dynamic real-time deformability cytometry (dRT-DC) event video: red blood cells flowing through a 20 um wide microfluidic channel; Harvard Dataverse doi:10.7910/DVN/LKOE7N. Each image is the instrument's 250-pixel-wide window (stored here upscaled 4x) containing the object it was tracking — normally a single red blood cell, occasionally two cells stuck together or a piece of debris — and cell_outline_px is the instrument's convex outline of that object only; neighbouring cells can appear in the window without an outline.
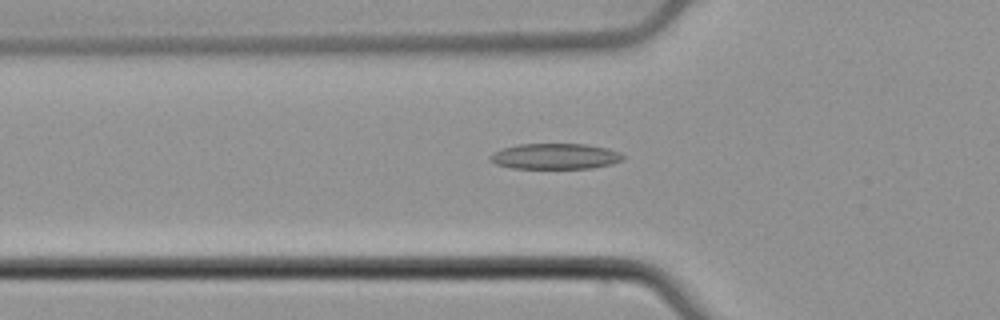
{"species": "common noctule bat (a hibernating species)", "species_latin": "Nyctalus noctula", "temperature_condition": "cold", "stored_images_in_passage": 40, "camera_frame_rate_fps": 3000, "um_per_image_px": 0.085, "animal": {"sex": "male", "body_mass_g": 21.5, "forearm_length_mm": 52.0}, "frame": {"image": 1, "passage_image": 5, "time_ms": 1.333, "image_size_px": [1000, 320], "cell_outline_px": [[624, 160], [612, 164], [592, 168], [512, 168], [496, 164], [488, 156], [492, 152], [516, 144], [588, 144], [608, 148], [620, 152], [624, 156]], "centroid_in_image_um": [47.22, 13.28], "position_along_channel_um": 78.6, "area_um2": 20.0}}
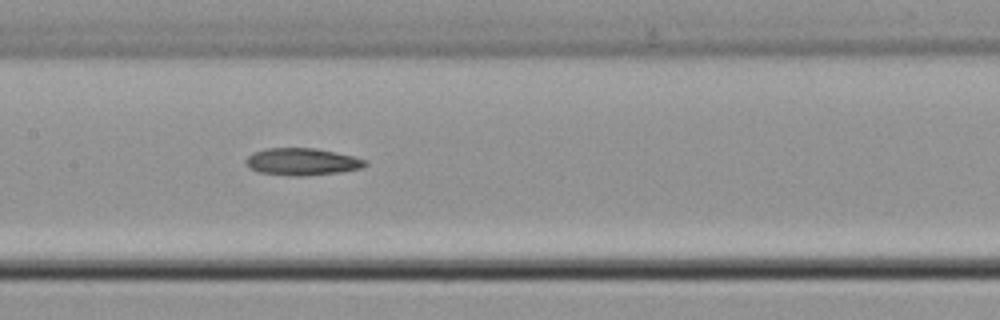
{"frame": {"image": 2, "passage_image": 13, "time_ms": 4.0, "image_size_px": [1000, 320], "cell_outline_px": [[368, 164], [364, 168], [340, 172], [304, 176], [288, 176], [260, 172], [252, 168], [244, 160], [252, 152], [264, 148], [316, 148], [352, 156], [368, 160]], "centroid_in_image_um": [25.71, 13.74], "position_along_channel_um": 181.7, "area_um2": 18.96}}
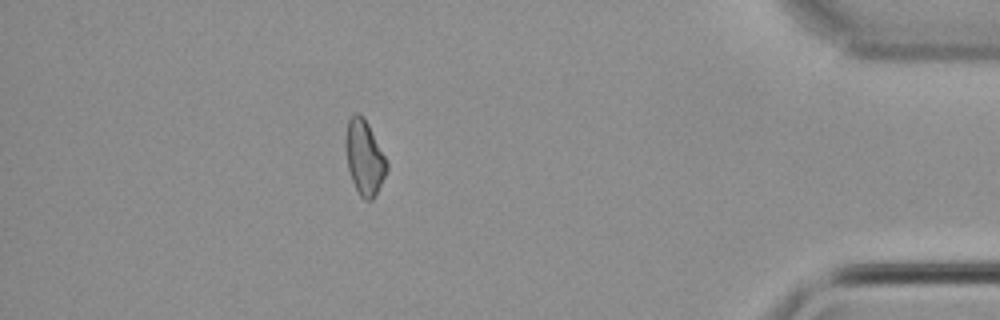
{"frame": {"image": 3, "passage_image": 34, "time_ms": 11.0, "image_size_px": [1000, 320], "cell_outline_px": [[388, 168], [372, 200], [364, 200], [360, 196], [352, 180], [348, 168], [344, 148], [344, 140], [348, 120], [356, 112], [360, 112], [364, 116], [388, 164]], "centroid_in_image_um": [30.93, 13.35], "position_along_channel_um": 404.3, "area_um2": 17.74}}